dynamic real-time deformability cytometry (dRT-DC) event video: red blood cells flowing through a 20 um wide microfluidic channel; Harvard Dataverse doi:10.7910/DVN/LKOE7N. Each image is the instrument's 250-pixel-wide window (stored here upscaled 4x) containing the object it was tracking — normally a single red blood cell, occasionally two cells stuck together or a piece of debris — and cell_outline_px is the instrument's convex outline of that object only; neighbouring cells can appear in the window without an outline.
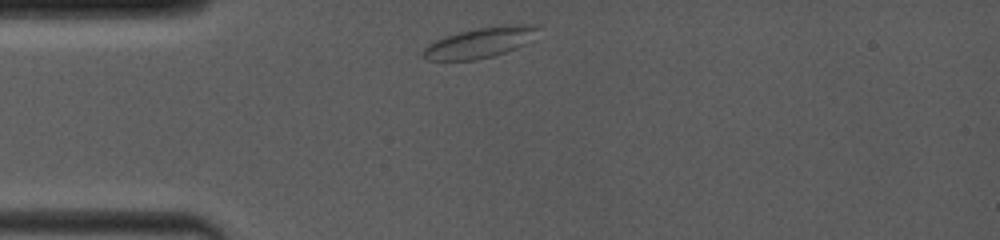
{"species": "common noctule bat (a hibernating species)", "species_latin": "Nyctalus noctula", "temperature_condition": "room temperature", "stored_images_in_passage": 2, "camera_frame_rate_fps": 4000, "um_per_image_px": 0.085, "animal": {"sex": "female", "body_mass_g": 19.0, "forearm_length_mm": 53.3}, "frame": {"image": 1, "passage_image": 1, "time_ms": 0.0, "image_size_px": [1000, 240], "cell_outline_px": [[536, 28], [524, 44], [516, 48], [492, 56], [476, 60], [428, 60], [420, 56], [420, 52], [428, 44], [444, 36], [476, 28], [512, 24], [536, 24]], "centroid_in_image_um": [40.67, 3.63], "position_along_channel_um": 44.3, "area_um2": 19.94}}